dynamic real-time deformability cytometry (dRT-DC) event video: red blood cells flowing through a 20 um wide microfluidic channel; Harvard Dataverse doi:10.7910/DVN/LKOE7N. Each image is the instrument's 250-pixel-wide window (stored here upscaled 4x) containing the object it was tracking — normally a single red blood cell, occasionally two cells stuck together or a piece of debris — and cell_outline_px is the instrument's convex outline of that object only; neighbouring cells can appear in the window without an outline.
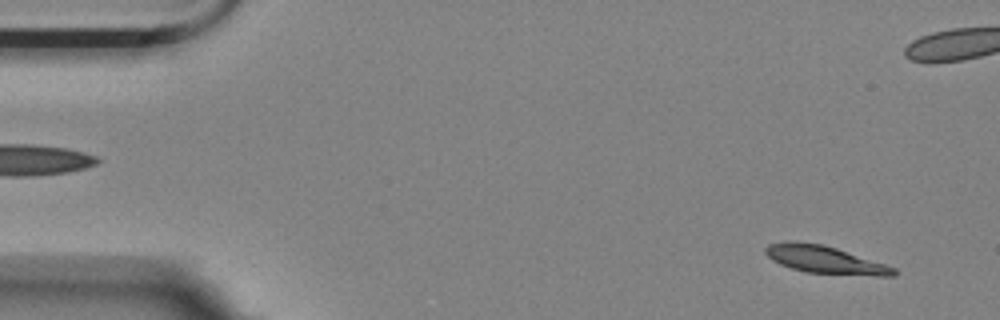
{"species": "Egyptian fruit bat (a non-hibernating species)", "species_latin": "Rousettus aegyptiacus", "temperature_condition": "room temperature", "stored_images_in_passage": 56, "camera_frame_rate_fps": 3000, "um_per_image_px": 0.085, "animal": {"sex": "female"}, "frame": {"image": 1, "passage_image": 3, "time_ms": 0.667, "image_size_px": [1000, 320], "cell_outline_px": [[900, 272], [896, 276], [876, 276], [808, 272], [792, 268], [780, 264], [772, 260], [764, 252], [764, 248], [768, 244], [784, 240], [796, 240], [824, 244], [896, 268]], "centroid_in_image_um": [70.1, 22.05], "position_along_channel_um": 14.9, "area_um2": 20.81}}
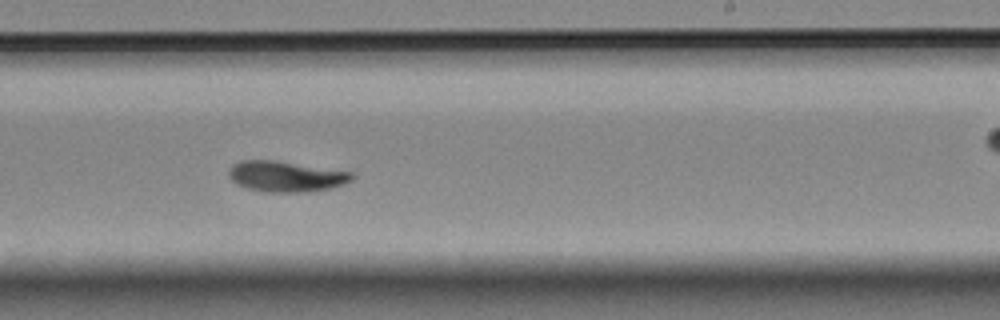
{"frame": {"image": 2, "passage_image": 33, "time_ms": 10.667, "image_size_px": [1000, 320], "cell_outline_px": [[356, 176], [352, 180], [344, 184], [332, 188], [308, 192], [264, 192], [248, 188], [236, 184], [228, 176], [228, 168], [232, 164], [240, 160], [276, 160], [352, 172]], "centroid_in_image_um": [24.3, 14.99], "position_along_channel_um": 264.7, "area_um2": 22.31}}
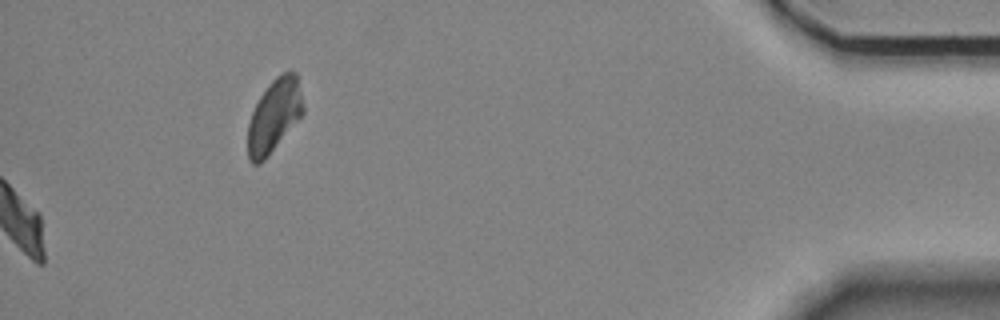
{"frame": {"image": 3, "passage_image": 56, "time_ms": 18.333, "image_size_px": [1000, 320], "cell_outline_px": [[304, 112], [264, 160], [260, 164], [252, 164], [248, 160], [248, 124], [252, 112], [260, 96], [268, 84], [280, 72], [288, 68], [296, 72], [304, 104]], "centroid_in_image_um": [23.31, 9.78], "position_along_channel_um": 411.9, "area_um2": 23.58}, "authors_computed_cell_mechanics": {"area_um2": 21.1259, "velocity_mm_per_s": 3.5277, "shape_relaxation_time_tau1_ms": 5.932, "shape_relaxation_time_tau2_ms": 3.9541, "deformation_change_tau1": 0.1726, "deformation_change_tau2": 0.0622}}